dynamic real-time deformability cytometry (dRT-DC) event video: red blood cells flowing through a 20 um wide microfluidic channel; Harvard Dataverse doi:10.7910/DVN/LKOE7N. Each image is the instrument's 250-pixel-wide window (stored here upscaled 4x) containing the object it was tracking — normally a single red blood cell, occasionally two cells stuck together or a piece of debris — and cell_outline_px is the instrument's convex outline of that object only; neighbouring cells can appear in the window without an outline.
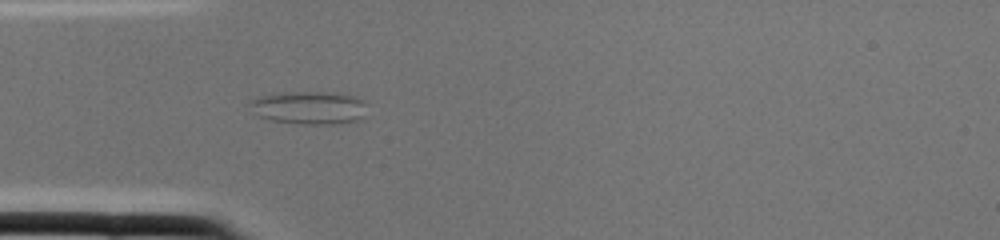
{"species": "common noctule bat (a hibernating species)", "species_latin": "Nyctalus noctula", "temperature_condition": "cold", "stored_images_in_passage": 2, "camera_frame_rate_fps": 3000, "um_per_image_px": 0.085, "animal": {"sex": "female", "body_mass_g": 22.0, "forearm_length_mm": 56.7}, "frame": {"image": 1, "passage_image": 2, "time_ms": 0.333, "image_size_px": [1000, 240], "cell_outline_px": [[364, 116], [356, 120], [332, 124], [300, 124], [272, 120], [256, 116], [248, 104], [252, 100], [260, 96], [284, 92], [320, 92], [348, 96], [360, 100], [364, 104]], "centroid_in_image_um": [26.17, 9.17], "position_along_channel_um": 58.8, "area_um2": 22.02}}